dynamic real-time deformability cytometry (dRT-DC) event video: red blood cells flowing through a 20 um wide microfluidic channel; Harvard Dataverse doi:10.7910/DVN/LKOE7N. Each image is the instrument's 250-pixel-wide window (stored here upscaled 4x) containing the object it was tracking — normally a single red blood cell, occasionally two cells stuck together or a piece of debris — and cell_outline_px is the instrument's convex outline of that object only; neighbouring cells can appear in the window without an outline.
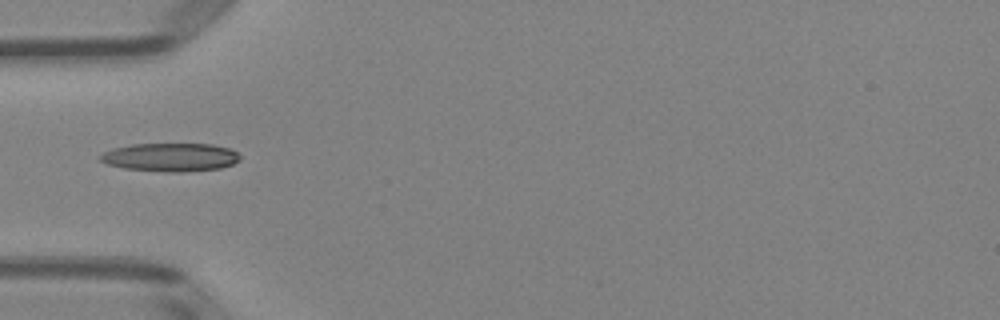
{"species": "Egyptian fruit bat (a non-hibernating species)", "species_latin": "Rousettus aegyptiacus", "temperature_condition": "room temperature", "stored_images_in_passage": 35, "camera_frame_rate_fps": 3000, "um_per_image_px": 0.085, "animal": {"sex": "female"}, "frame": {"image": 1, "passage_image": 1, "time_ms": 0.0, "image_size_px": [1000, 320], "cell_outline_px": [[240, 160], [232, 164], [220, 168], [180, 172], [168, 172], [124, 168], [108, 164], [100, 160], [100, 156], [104, 152], [112, 148], [132, 144], [212, 144], [232, 148], [240, 156]], "centroid_in_image_um": [14.51, 13.35], "position_along_channel_um": 70.5, "area_um2": 23.06}}
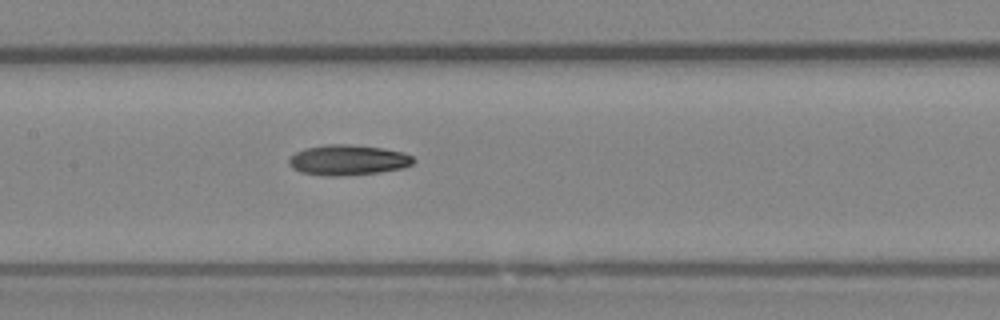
{"frame": {"image": 2, "passage_image": 9, "time_ms": 2.667, "image_size_px": [1000, 320], "cell_outline_px": [[416, 160], [412, 164], [404, 168], [380, 172], [340, 176], [328, 176], [300, 172], [292, 168], [288, 164], [288, 160], [296, 152], [304, 148], [328, 144], [348, 144], [384, 148], [404, 152], [412, 156]], "centroid_in_image_um": [29.59, 13.6], "position_along_channel_um": 177.8, "area_um2": 22.2}}
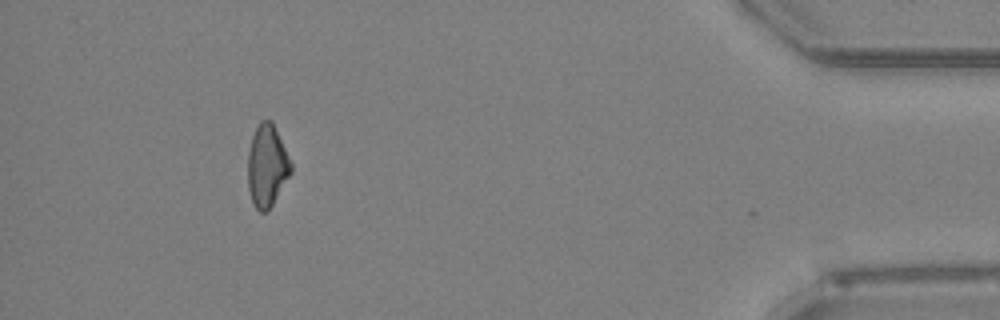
{"frame": {"image": 3, "passage_image": 31, "time_ms": 10.0, "image_size_px": [1000, 320], "cell_outline_px": [[292, 172], [272, 204], [264, 212], [260, 212], [252, 204], [248, 188], [248, 152], [252, 136], [260, 120], [272, 120], [292, 164]], "centroid_in_image_um": [22.69, 14.08], "position_along_channel_um": 412.5, "area_um2": 20.52}}